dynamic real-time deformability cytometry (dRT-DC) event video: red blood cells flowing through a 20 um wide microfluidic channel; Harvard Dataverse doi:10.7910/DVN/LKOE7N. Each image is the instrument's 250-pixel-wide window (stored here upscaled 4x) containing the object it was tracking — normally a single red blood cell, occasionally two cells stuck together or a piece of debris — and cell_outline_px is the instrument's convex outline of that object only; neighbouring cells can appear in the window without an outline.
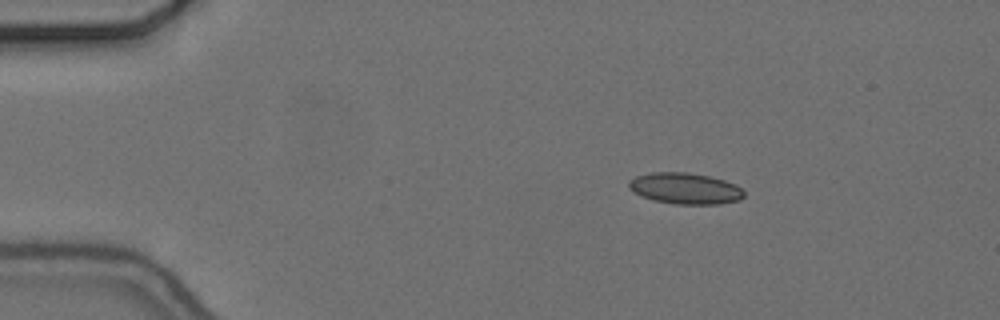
{"species": "common noctule bat (a hibernating species)", "species_latin": "Nyctalus noctula", "temperature_condition": "cold", "stored_images_in_passage": 48, "camera_frame_rate_fps": 3000, "um_per_image_px": 0.085, "animal": {"sex": "female", "body_mass_g": 24.6, "forearm_length_mm": 56.2}, "frame": {"image": 1, "passage_image": 1, "time_ms": 0.0, "image_size_px": [1000, 320], "cell_outline_px": [[744, 196], [740, 200], [720, 204], [676, 204], [652, 200], [640, 196], [628, 188], [628, 180], [636, 176], [652, 172], [688, 172], [708, 176], [724, 180], [736, 184], [744, 192]], "centroid_in_image_um": [58.21, 16.02], "position_along_channel_um": 26.8, "area_um2": 21.1}}
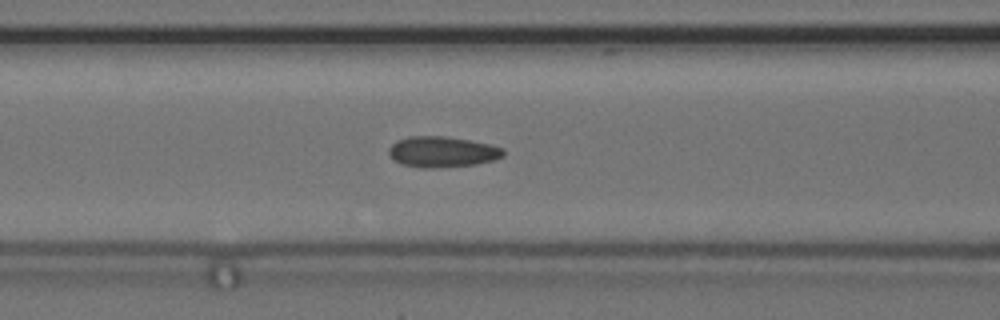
{"frame": {"image": 2, "passage_image": 15, "time_ms": 4.667, "image_size_px": [1000, 320], "cell_outline_px": [[504, 156], [492, 160], [476, 164], [432, 168], [420, 168], [400, 164], [388, 152], [388, 148], [396, 140], [408, 136], [444, 136], [468, 140], [488, 144], [504, 148]], "centroid_in_image_um": [37.56, 12.9], "position_along_channel_um": 129.0, "area_um2": 20.46}}
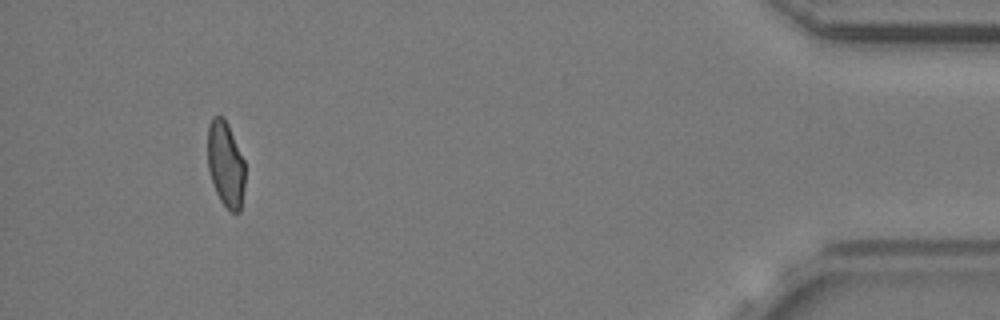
{"frame": {"image": 3, "passage_image": 44, "time_ms": 14.333, "image_size_px": [1000, 320], "cell_outline_px": [[244, 188], [240, 212], [232, 212], [220, 200], [216, 192], [208, 168], [208, 128], [212, 116], [224, 116], [228, 124], [244, 160]], "centroid_in_image_um": [19.18, 13.93], "position_along_channel_um": 416.0, "area_um2": 18.5}, "authors_computed_cell_mechanics": {"area_um2": 19.9988, "velocity_mm_per_s": 3.6697, "shape_relaxation_time_tau1_ms": null, "shape_relaxation_time_tau2_ms": 1.2942, "deformation_change_tau1": null, "deformation_change_tau2": 0.0708}}